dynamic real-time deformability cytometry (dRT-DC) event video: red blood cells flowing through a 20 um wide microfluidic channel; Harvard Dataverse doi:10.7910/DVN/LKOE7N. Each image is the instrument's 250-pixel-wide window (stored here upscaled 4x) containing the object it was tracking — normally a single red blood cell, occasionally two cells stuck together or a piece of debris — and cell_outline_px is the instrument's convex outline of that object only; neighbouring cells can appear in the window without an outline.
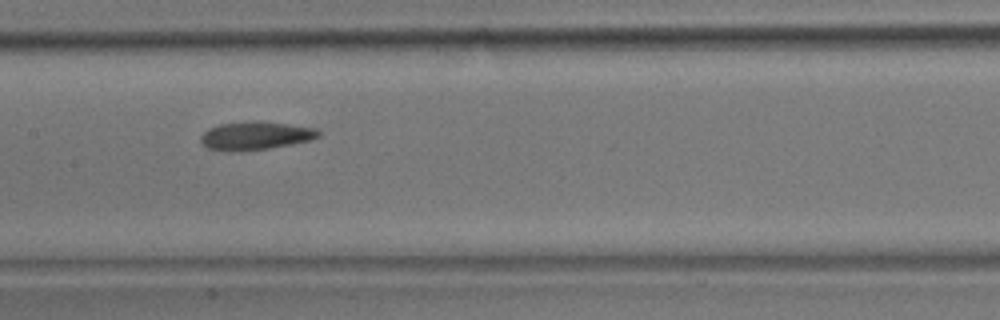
{"species": "common noctule bat (a hibernating species)", "species_latin": "Nyctalus noctula", "temperature_condition": "room temperature", "stored_images_in_passage": 15, "camera_frame_rate_fps": 3000, "um_per_image_px": 0.085, "animal": {"sex": "male", "body_mass_g": 17.9}, "frame": {"image": 1, "passage_image": 7, "time_ms": 7.667, "image_size_px": [1000, 320], "cell_outline_px": [[320, 136], [308, 140], [292, 144], [268, 148], [240, 152], [228, 152], [208, 148], [200, 140], [200, 136], [208, 128], [220, 124], [256, 120], [316, 128], [320, 132]], "centroid_in_image_um": [21.68, 11.54], "position_along_channel_um": 185.7, "area_um2": 19.42}}
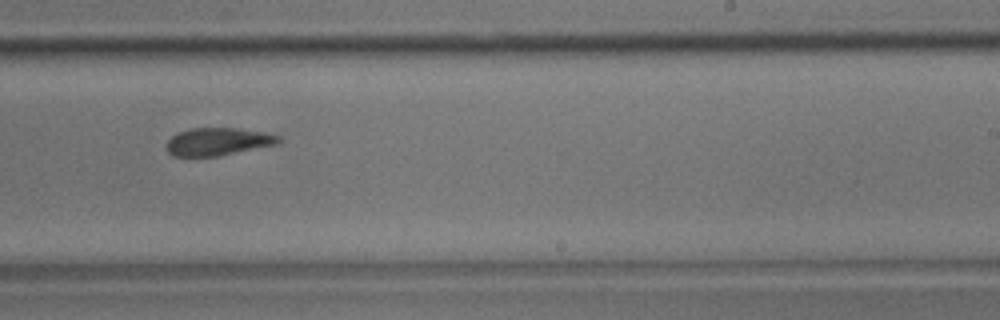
{"frame": {"image": 2, "passage_image": 9, "time_ms": 10.0, "image_size_px": [1000, 320], "cell_outline_px": [[280, 140], [276, 144], [220, 156], [172, 156], [168, 152], [168, 140], [172, 136], [180, 132], [192, 128], [236, 128], [264, 132], [280, 136]], "centroid_in_image_um": [18.53, 12.04], "position_along_channel_um": 270.5, "area_um2": 17.86}}
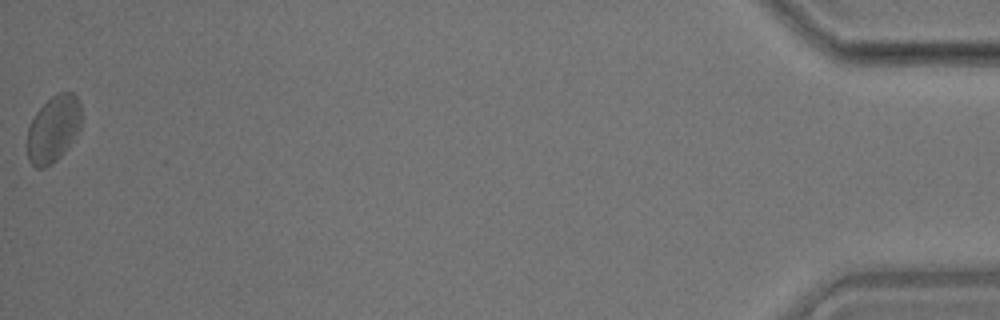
{"frame": {"image": 3, "passage_image": 15, "time_ms": 17.0, "image_size_px": [1000, 320], "cell_outline_px": [[84, 116], [80, 128], [60, 156], [52, 164], [44, 168], [36, 168], [28, 160], [28, 128], [36, 112], [52, 96], [60, 92], [72, 92], [76, 96], [80, 104]], "centroid_in_image_um": [4.56, 10.94], "position_along_channel_um": 430.6, "area_um2": 20.92}, "authors_computed_cell_mechanics": {"area_um2": 17.7446, "velocity_mm_per_s": 3.6407, "shape_relaxation_time_tau1_ms": 2.8559, "shape_relaxation_time_tau2_ms": 3.8595, "deformation_change_tau1": 0.1201, "deformation_change_tau2": 0.0874}}